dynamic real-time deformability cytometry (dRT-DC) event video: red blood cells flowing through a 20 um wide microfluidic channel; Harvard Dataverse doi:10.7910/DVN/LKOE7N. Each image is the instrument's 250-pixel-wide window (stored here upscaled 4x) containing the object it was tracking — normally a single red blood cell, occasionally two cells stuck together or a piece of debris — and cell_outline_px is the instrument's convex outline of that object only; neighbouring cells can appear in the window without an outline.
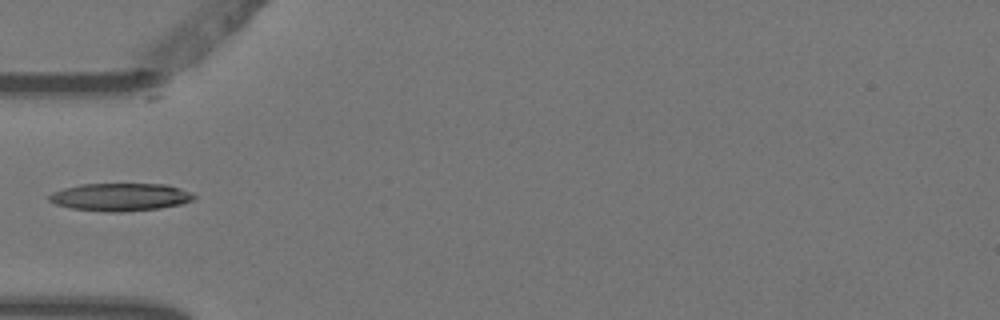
{"species": "Egyptian fruit bat (a non-hibernating species)", "species_latin": "Rousettus aegyptiacus", "temperature_condition": "warm", "stored_images_in_passage": 1, "camera_frame_rate_fps": 3000, "um_per_image_px": 0.085, "animal": {"sex": "female"}, "frame": {"image": 1, "passage_image": 1, "time_ms": 0.0, "image_size_px": [1000, 320], "cell_outline_px": [[196, 196], [192, 200], [180, 204], [160, 208], [120, 212], [104, 212], [72, 208], [56, 204], [48, 200], [48, 196], [52, 192], [64, 188], [80, 184], [164, 184], [180, 188], [192, 192]], "centroid_in_image_um": [10.22, 16.74], "position_along_channel_um": 74.8, "area_um2": 23.41}}